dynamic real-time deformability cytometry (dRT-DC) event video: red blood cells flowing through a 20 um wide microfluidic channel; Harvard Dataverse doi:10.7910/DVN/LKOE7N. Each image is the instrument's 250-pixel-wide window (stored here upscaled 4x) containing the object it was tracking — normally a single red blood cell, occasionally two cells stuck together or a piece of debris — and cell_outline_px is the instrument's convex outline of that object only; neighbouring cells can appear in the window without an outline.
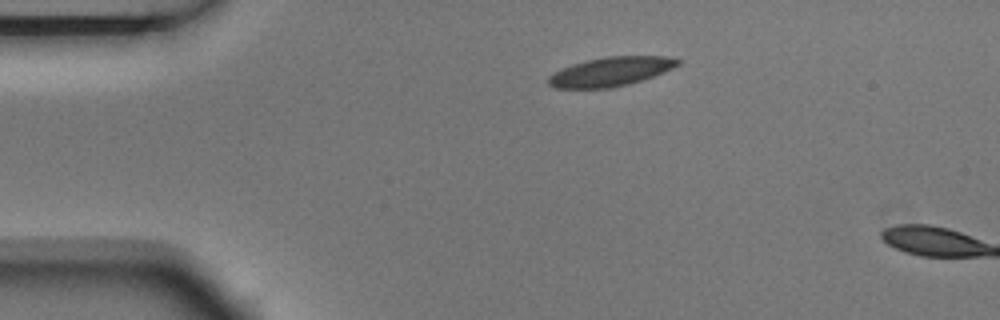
{"species": "Egyptian fruit bat (a non-hibernating species)", "species_latin": "Rousettus aegyptiacus", "temperature_condition": "room temperature", "stored_images_in_passage": 2, "camera_frame_rate_fps": 3000, "um_per_image_px": 0.085, "animal": {"sex": "male"}, "frame": {"image": 1, "passage_image": 1, "time_ms": 0.0, "image_size_px": [1000, 320], "cell_outline_px": [[680, 64], [664, 72], [628, 84], [612, 88], [556, 88], [548, 84], [548, 76], [560, 68], [572, 64], [604, 56], [668, 56], [680, 60]], "centroid_in_image_um": [51.89, 6.08], "position_along_channel_um": 33.1, "area_um2": 21.91}}